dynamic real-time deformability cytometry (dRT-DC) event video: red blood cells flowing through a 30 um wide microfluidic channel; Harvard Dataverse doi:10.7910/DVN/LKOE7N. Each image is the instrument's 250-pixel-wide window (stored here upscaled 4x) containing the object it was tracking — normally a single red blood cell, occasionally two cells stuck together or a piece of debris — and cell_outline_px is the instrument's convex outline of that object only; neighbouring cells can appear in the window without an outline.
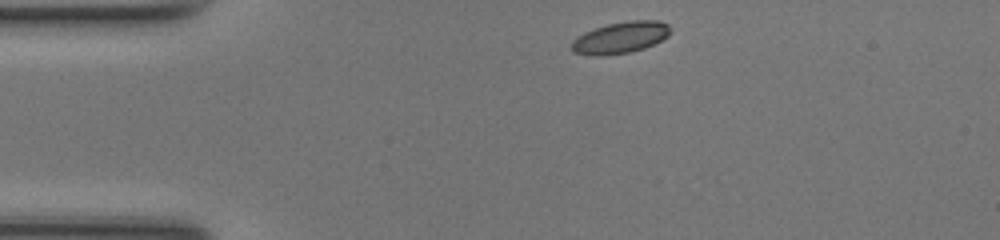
{"species": "common noctule bat (a hibernating species)", "species_latin": "Nyctalus noctula", "temperature_condition": "room temperature", "stored_images_in_passage": 11, "camera_frame_rate_fps": 3000, "um_per_image_px": 0.085, "animal": {"sex": "female", "body_mass_g": 17.0, "forearm_length_mm": 48.0}, "frame": {"image": 1, "passage_image": 1, "time_ms": 0.0, "image_size_px": [1000, 240], "cell_outline_px": [[672, 32], [668, 36], [644, 48], [628, 52], [592, 56], [572, 52], [572, 40], [576, 36], [584, 32], [608, 24], [632, 20], [660, 20], [668, 24]], "centroid_in_image_um": [52.74, 3.18], "position_along_channel_um": 32.3, "area_um2": 18.03}}
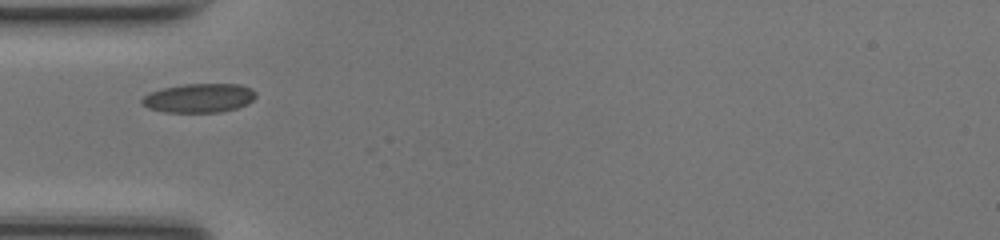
{"frame": {"image": 2, "passage_image": 7, "time_ms": 2.0, "image_size_px": [1000, 240], "cell_outline_px": [[256, 96], [248, 104], [236, 108], [220, 112], [164, 112], [148, 108], [140, 104], [140, 100], [148, 92], [164, 88], [184, 84], [240, 84], [252, 88], [256, 92]], "centroid_in_image_um": [16.91, 8.33], "position_along_channel_um": 68.1, "area_um2": 19.42}}
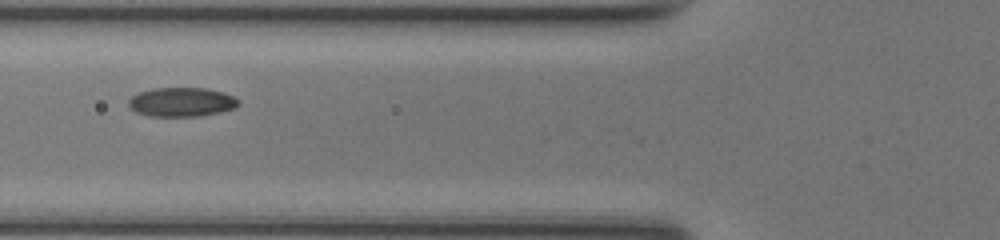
{"frame": {"image": 3, "passage_image": 10, "time_ms": 3.0, "image_size_px": [1000, 240], "cell_outline_px": [[240, 104], [236, 108], [220, 112], [200, 116], [148, 116], [136, 112], [128, 104], [128, 100], [132, 96], [140, 92], [156, 88], [204, 88], [220, 92], [232, 96], [240, 100]], "centroid_in_image_um": [15.45, 8.68], "position_along_channel_um": 110.3, "area_um2": 18.55}}